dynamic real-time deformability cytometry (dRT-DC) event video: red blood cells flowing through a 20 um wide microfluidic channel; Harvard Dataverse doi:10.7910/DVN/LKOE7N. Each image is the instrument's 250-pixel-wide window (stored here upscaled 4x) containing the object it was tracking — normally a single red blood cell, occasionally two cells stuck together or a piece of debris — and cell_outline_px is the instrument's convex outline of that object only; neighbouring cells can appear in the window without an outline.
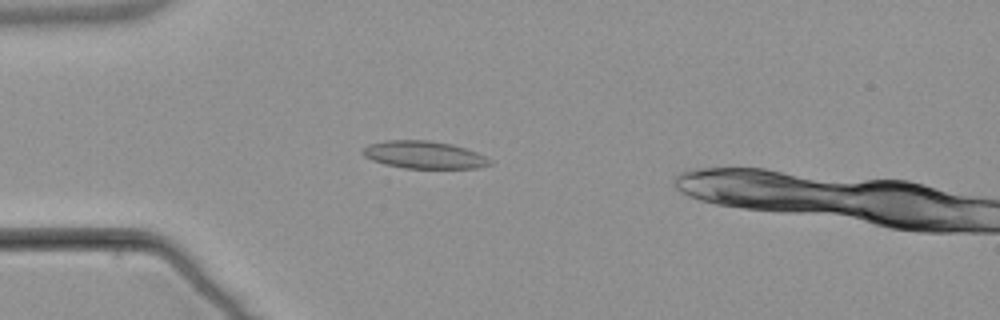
{"species": "common noctule bat (a hibernating species)", "species_latin": "Nyctalus noctula", "temperature_condition": "warm", "stored_images_in_passage": 50, "camera_frame_rate_fps": 3000, "um_per_image_px": 0.085, "animal": {"sex": "male", "body_mass_g": 21.5, "forearm_length_mm": 52.0}, "frame": {"image": 1, "passage_image": 16, "time_ms": 5.0, "image_size_px": [1000, 320], "cell_outline_px": [[492, 164], [480, 168], [404, 168], [384, 164], [372, 160], [364, 156], [360, 152], [368, 144], [384, 140], [428, 140], [452, 144], [476, 152], [492, 160]], "centroid_in_image_um": [36.02, 13.16], "position_along_channel_um": 49.0, "area_um2": 20.46}}
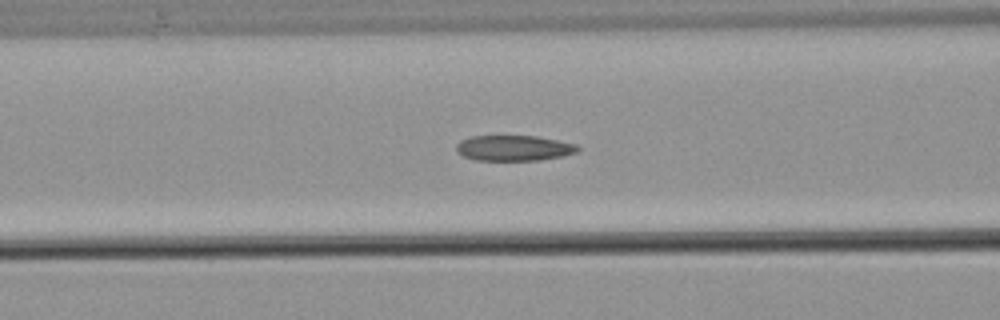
{"frame": {"image": 2, "passage_image": 23, "time_ms": 7.333, "image_size_px": [1000, 320], "cell_outline_px": [[580, 152], [564, 156], [540, 160], [476, 160], [464, 156], [456, 152], [456, 144], [460, 140], [472, 136], [536, 136], [576, 144], [580, 148]], "centroid_in_image_um": [43.7, 12.59], "position_along_channel_um": 122.9, "area_um2": 18.15}}
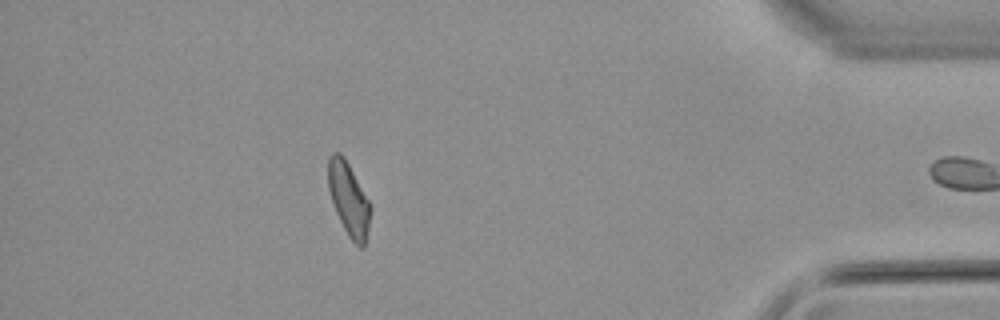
{"frame": {"image": 3, "passage_image": 49, "time_ms": 16.0, "image_size_px": [1000, 320], "cell_outline_px": [[372, 208], [364, 248], [360, 248], [348, 236], [336, 212], [328, 188], [328, 156], [332, 152], [340, 152], [344, 156], [372, 204]], "centroid_in_image_um": [29.66, 16.9], "position_along_channel_um": 405.5, "area_um2": 18.21}, "authors_computed_cell_mechanics": {"area_um2": 18.7561, "velocity_mm_per_s": 3.8021, "shape_relaxation_time_tau1_ms": null, "shape_relaxation_time_tau2_ms": 2.6734, "deformation_change_tau1": null, "deformation_change_tau2": 0.0779}}